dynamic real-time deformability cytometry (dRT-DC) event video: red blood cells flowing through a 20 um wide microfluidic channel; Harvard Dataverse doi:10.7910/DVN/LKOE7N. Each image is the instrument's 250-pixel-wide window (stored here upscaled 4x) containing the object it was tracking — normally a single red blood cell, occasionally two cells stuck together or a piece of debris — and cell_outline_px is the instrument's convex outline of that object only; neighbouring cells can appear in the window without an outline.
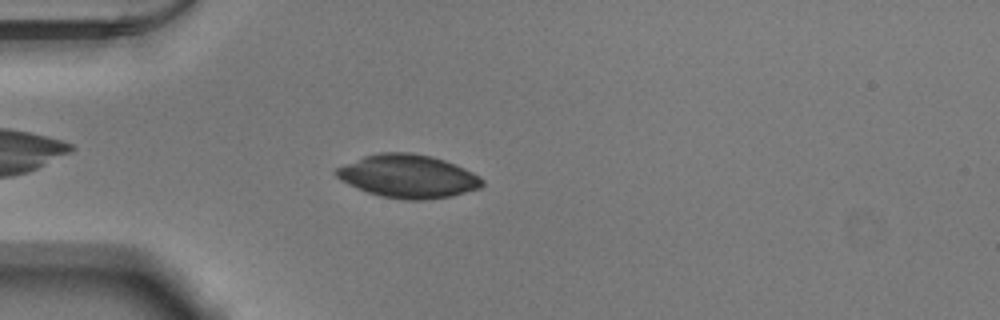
{"species": "Egyptian fruit bat (a non-hibernating species)", "species_latin": "Rousettus aegyptiacus", "temperature_condition": "warm", "stored_images_in_passage": 38, "camera_frame_rate_fps": 3000, "um_per_image_px": 0.085, "animal": {"sex": "male"}, "frame": {"image": 1, "passage_image": 6, "time_ms": 1.667, "image_size_px": [1000, 320], "cell_outline_px": [[484, 184], [480, 188], [452, 196], [424, 200], [404, 200], [380, 196], [368, 192], [348, 184], [340, 180], [336, 176], [336, 168], [364, 156], [380, 152], [412, 152], [432, 156], [456, 164], [480, 176], [484, 180]], "centroid_in_image_um": [34.71, 14.98], "position_along_channel_um": 50.3, "area_um2": 36.82}}
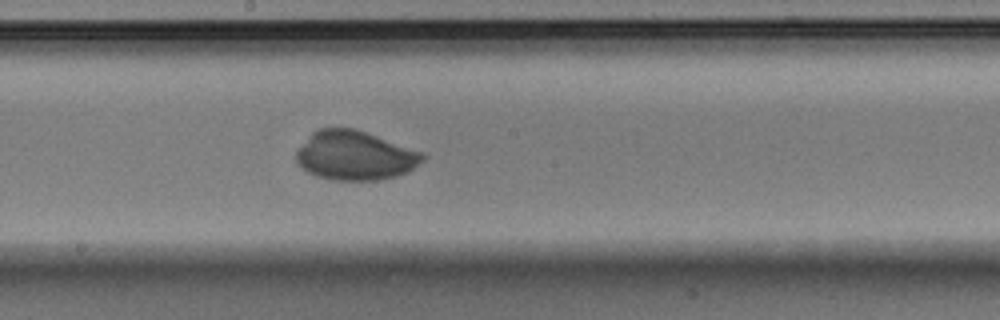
{"frame": {"image": 2, "passage_image": 20, "time_ms": 6.333, "image_size_px": [1000, 320], "cell_outline_px": [[428, 156], [424, 160], [408, 172], [396, 176], [376, 180], [328, 180], [316, 176], [308, 172], [296, 164], [296, 152], [312, 132], [320, 128], [356, 128], [424, 152]], "centroid_in_image_um": [30.19, 13.22], "position_along_channel_um": 218.0, "area_um2": 36.59}}
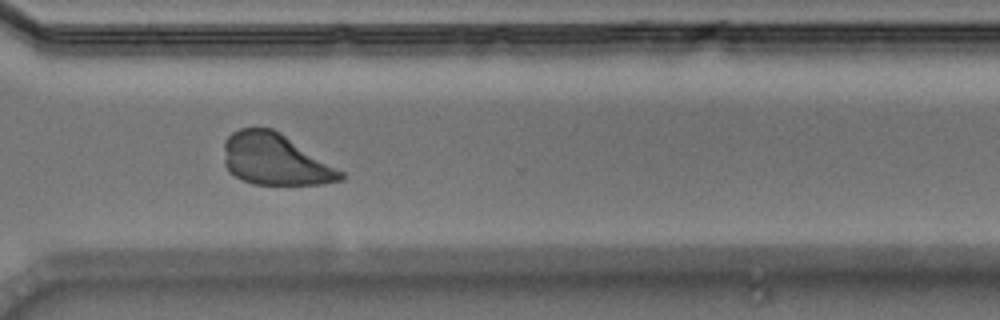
{"frame": {"image": 3, "passage_image": 30, "time_ms": 9.667, "image_size_px": [1000, 320], "cell_outline_px": [[348, 176], [344, 180], [324, 184], [252, 184], [240, 180], [228, 172], [224, 164], [224, 140], [232, 132], [240, 128], [272, 128], [280, 132], [344, 172]], "centroid_in_image_um": [23.38, 13.57], "position_along_channel_um": 347.2, "area_um2": 35.26}}